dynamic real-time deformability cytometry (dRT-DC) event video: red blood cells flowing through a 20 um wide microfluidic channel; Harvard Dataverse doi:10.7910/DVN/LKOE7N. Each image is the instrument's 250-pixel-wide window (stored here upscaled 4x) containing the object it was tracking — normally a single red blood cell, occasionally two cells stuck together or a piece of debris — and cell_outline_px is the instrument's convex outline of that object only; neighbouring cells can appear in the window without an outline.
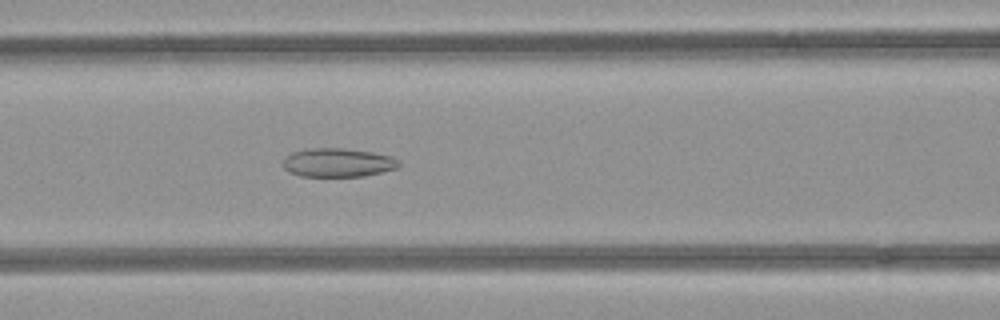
{"species": "common noctule bat (a hibernating species)", "species_latin": "Nyctalus noctula", "temperature_condition": "room temperature", "stored_images_in_passage": 40, "camera_frame_rate_fps": 3000, "um_per_image_px": 0.085, "animal": {"sex": "female", "body_mass_g": 21.9}, "frame": {"image": 1, "passage_image": 10, "time_ms": 3.0, "image_size_px": [1000, 320], "cell_outline_px": [[400, 164], [396, 168], [364, 176], [300, 176], [288, 172], [284, 168], [284, 160], [292, 152], [308, 148], [344, 148], [372, 152], [392, 156]], "centroid_in_image_um": [28.7, 13.82], "position_along_channel_um": 137.9, "area_um2": 19.25}}
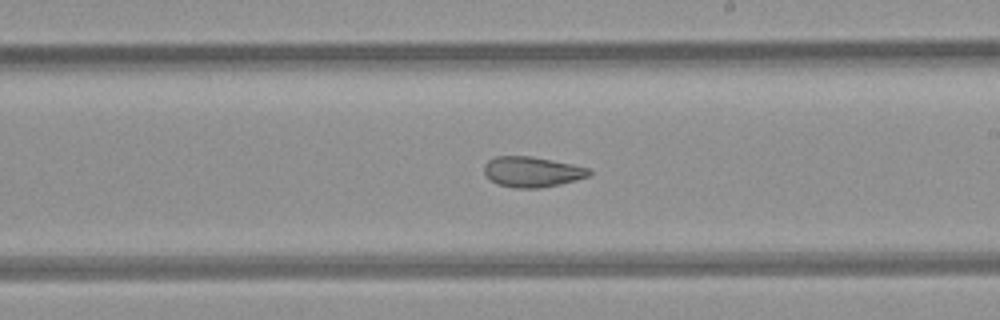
{"frame": {"image": 2, "passage_image": 18, "time_ms": 5.667, "image_size_px": [1000, 320], "cell_outline_px": [[592, 172], [588, 176], [576, 180], [560, 184], [540, 188], [512, 188], [496, 184], [484, 172], [484, 164], [488, 160], [496, 156], [532, 156], [572, 164], [588, 168]], "centroid_in_image_um": [45.21, 14.61], "position_along_channel_um": 243.8, "area_um2": 18.61}}
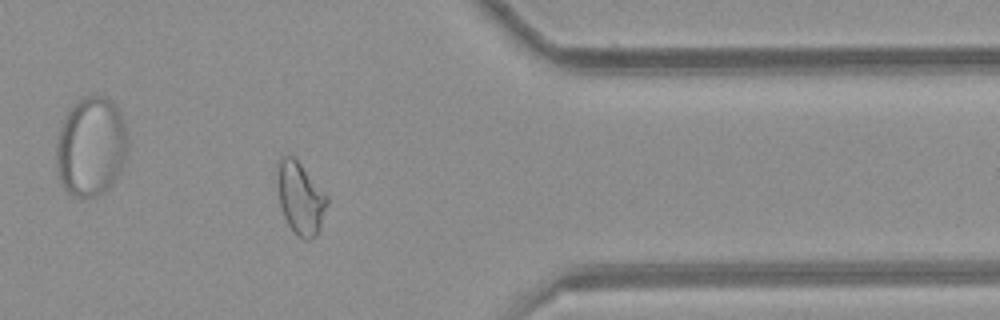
{"frame": {"image": 3, "passage_image": 30, "time_ms": 9.667, "image_size_px": [1000, 320], "cell_outline_px": [[328, 204], [320, 228], [316, 236], [308, 240], [304, 240], [296, 236], [288, 224], [284, 216], [280, 204], [276, 176], [280, 156], [288, 152], [300, 164], [328, 196]], "centroid_in_image_um": [25.52, 16.85], "position_along_channel_um": 385.9, "area_um2": 21.04}, "authors_computed_cell_mechanics": {"area_um2": 20.3456, "velocity_mm_per_s": 3.9818, "shape_relaxation_time_tau1_ms": null, "shape_relaxation_time_tau2_ms": 2.04, "deformation_change_tau1": null, "deformation_change_tau2": 0.0791}}